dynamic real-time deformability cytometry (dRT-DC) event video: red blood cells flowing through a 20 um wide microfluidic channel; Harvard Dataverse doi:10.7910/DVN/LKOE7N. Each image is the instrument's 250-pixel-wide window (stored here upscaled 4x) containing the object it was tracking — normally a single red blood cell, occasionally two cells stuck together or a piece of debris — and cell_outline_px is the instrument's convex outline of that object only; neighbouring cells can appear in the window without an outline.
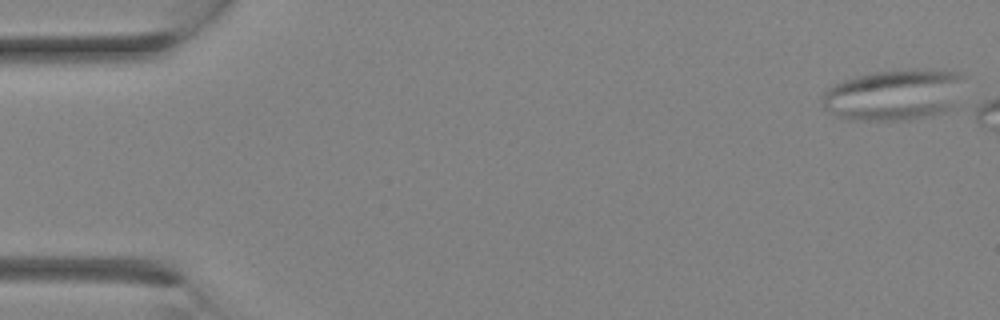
{"species": "Egyptian fruit bat (a non-hibernating species)", "species_latin": "Rousettus aegyptiacus", "temperature_condition": "room temperature", "stored_images_in_passage": 5, "camera_frame_rate_fps": 3000, "um_per_image_px": 0.085, "animal": {"sex": "female"}, "frame": {"image": 1, "passage_image": 1, "time_ms": 0.0, "image_size_px": [1000, 320], "cell_outline_px": [[968, 76], [960, 108], [948, 112], [932, 116], [908, 120], [848, 120], [824, 108], [820, 104], [820, 96], [832, 84], [856, 76], [876, 72], [916, 68], [920, 68], [956, 72]], "centroid_in_image_um": [76.16, 8.06], "position_along_channel_um": 8.8, "area_um2": 44.16}}